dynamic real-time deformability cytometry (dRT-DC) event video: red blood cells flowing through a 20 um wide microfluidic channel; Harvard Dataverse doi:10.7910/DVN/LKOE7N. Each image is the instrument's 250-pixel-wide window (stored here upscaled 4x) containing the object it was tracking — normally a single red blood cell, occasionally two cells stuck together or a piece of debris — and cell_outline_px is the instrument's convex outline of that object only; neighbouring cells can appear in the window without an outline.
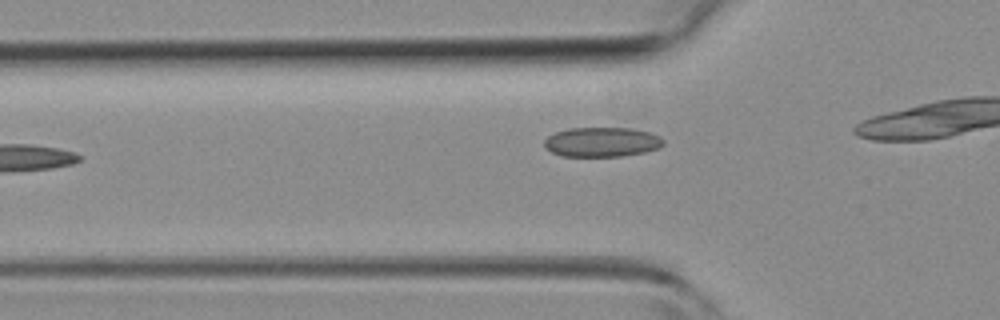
{"species": "common noctule bat (a hibernating species)", "species_latin": "Nyctalus noctula", "temperature_condition": "room temperature", "stored_images_in_passage": 4, "camera_frame_rate_fps": 3000, "um_per_image_px": 0.085, "animal": {"sex": "female", "body_mass_g": 19.3, "forearm_length_mm": 54.1}, "frame": {"image": 1, "passage_image": 3, "time_ms": 3.333, "image_size_px": [1000, 320], "cell_outline_px": [[664, 144], [660, 148], [644, 152], [620, 156], [560, 156], [544, 148], [544, 140], [548, 136], [556, 132], [568, 128], [632, 128], [648, 132], [660, 136], [664, 140]], "centroid_in_image_um": [51.15, 12.07], "position_along_channel_um": 74.6, "area_um2": 20.63}}